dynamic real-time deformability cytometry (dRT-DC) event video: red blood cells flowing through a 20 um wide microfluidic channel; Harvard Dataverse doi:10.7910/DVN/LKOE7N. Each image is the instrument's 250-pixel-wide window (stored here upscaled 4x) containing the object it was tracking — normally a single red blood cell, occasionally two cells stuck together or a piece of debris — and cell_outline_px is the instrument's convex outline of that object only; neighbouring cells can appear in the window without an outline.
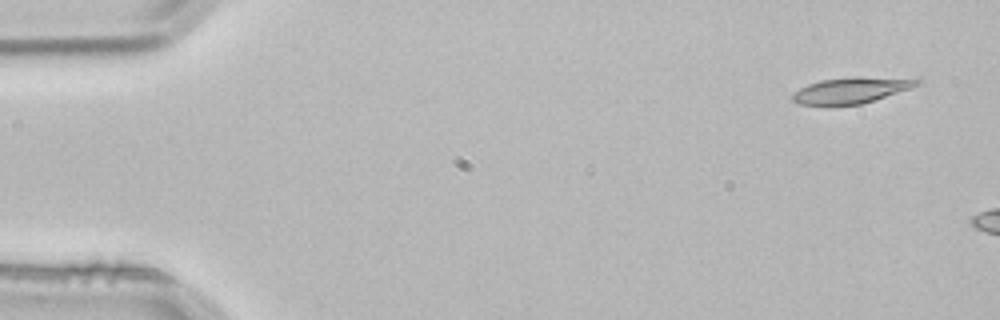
{"species": "common noctule bat (a hibernating species)", "species_latin": "Nyctalus noctula", "temperature_condition": "room temperature", "stored_images_in_passage": 2, "camera_frame_rate_fps": 3000, "um_per_image_px": 0.085, "animal": {"sex": "male", "body_mass_g": 21.5, "forearm_length_mm": 52.0}, "frame": {"image": 1, "passage_image": 1, "time_ms": 0.0, "image_size_px": [1000, 320], "cell_outline_px": [[920, 84], [860, 104], [796, 104], [792, 100], [792, 96], [800, 88], [808, 84], [820, 80], [856, 76], [920, 76]], "centroid_in_image_um": [72.46, 7.61], "position_along_channel_um": 12.5, "area_um2": 18.96}}